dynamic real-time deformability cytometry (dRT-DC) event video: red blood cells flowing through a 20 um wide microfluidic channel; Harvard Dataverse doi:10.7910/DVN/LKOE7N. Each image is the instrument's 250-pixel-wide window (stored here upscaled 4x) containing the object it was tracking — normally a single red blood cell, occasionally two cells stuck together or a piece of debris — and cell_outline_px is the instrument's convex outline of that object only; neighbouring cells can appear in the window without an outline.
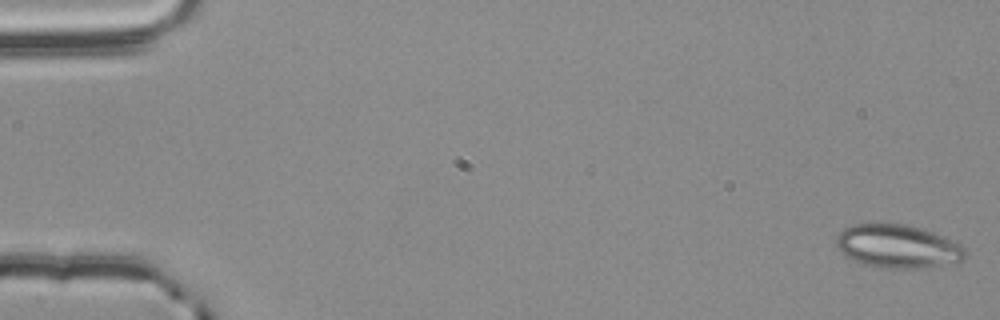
{"species": "common noctule bat (a hibernating species)", "species_latin": "Nyctalus noctula", "temperature_condition": "room temperature", "stored_images_in_passage": 55, "camera_frame_rate_fps": 3000, "um_per_image_px": 0.085, "animal": {"sex": "male", "body_mass_g": 20.4}, "frame": {"image": 1, "passage_image": 1, "time_ms": 0.0, "image_size_px": [1000, 320], "cell_outline_px": [[964, 260], [920, 268], [884, 268], [864, 264], [844, 256], [836, 248], [836, 236], [844, 228], [852, 224], [908, 224], [932, 232], [960, 244], [964, 248]], "centroid_in_image_um": [76.23, 20.93], "position_along_channel_um": 8.8, "area_um2": 32.31}}
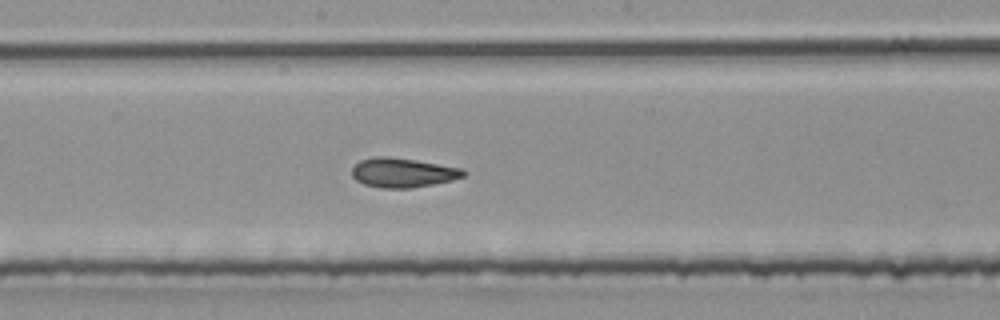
{"frame": {"image": 2, "passage_image": 30, "time_ms": 9.667, "image_size_px": [1000, 320], "cell_outline_px": [[468, 172], [464, 176], [452, 180], [412, 188], [380, 188], [364, 184], [356, 180], [352, 176], [352, 168], [360, 160], [376, 156], [388, 156], [416, 160], [464, 168]], "centroid_in_image_um": [34.25, 14.67], "position_along_channel_um": 213.9, "area_um2": 19.25}}
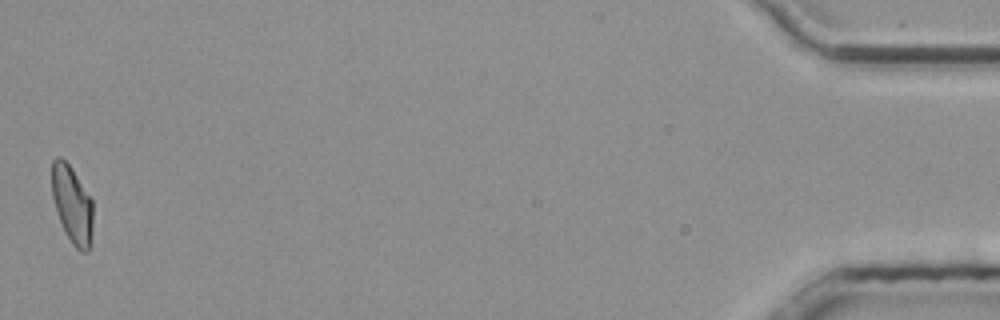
{"frame": {"image": 3, "passage_image": 55, "time_ms": 18.0, "image_size_px": [1000, 320], "cell_outline_px": [[92, 244], [88, 252], [80, 252], [72, 244], [60, 220], [52, 196], [52, 160], [56, 156], [60, 156], [72, 168], [92, 200]], "centroid_in_image_um": [6.15, 17.4], "position_along_channel_um": 429.1, "area_um2": 18.5}, "authors_computed_cell_mechanics": {"area_um2": 19.2474, "velocity_mm_per_s": 3.7857, "shape_relaxation_time_tau1_ms": null, "shape_relaxation_time_tau2_ms": 1.7814, "deformation_change_tau1": null, "deformation_change_tau2": 0.0885}}